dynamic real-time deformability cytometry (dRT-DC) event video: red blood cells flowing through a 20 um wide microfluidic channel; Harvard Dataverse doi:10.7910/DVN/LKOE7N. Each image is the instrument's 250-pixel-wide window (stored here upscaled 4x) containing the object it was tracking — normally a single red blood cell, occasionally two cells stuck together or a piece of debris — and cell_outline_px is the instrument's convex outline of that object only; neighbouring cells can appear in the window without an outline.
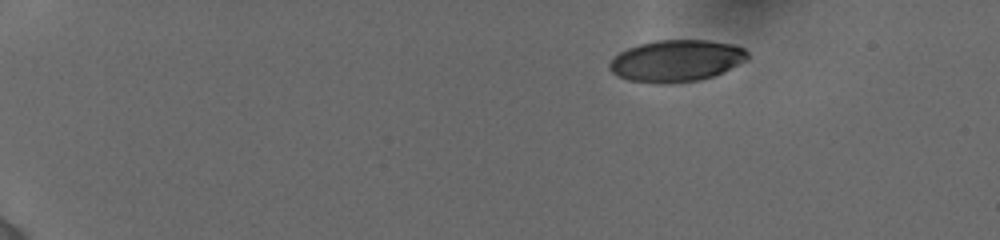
{"species": "human", "species_latin": "Homo sapiens", "temperature_condition": "cold", "stored_images_in_passage": 13, "camera_frame_rate_fps": 3000, "um_per_image_px": 0.085, "donor": {"sex": "female"}, "frame": {"image": 1, "passage_image": 1, "time_ms": 0.0, "image_size_px": [1000, 240], "cell_outline_px": [[748, 60], [712, 76], [700, 80], [664, 84], [628, 80], [612, 72], [608, 68], [608, 64], [620, 52], [628, 48], [640, 44], [656, 40], [708, 40], [732, 44], [744, 48], [748, 52]], "centroid_in_image_um": [57.5, 5.16], "position_along_channel_um": 27.5, "area_um2": 33.41}}
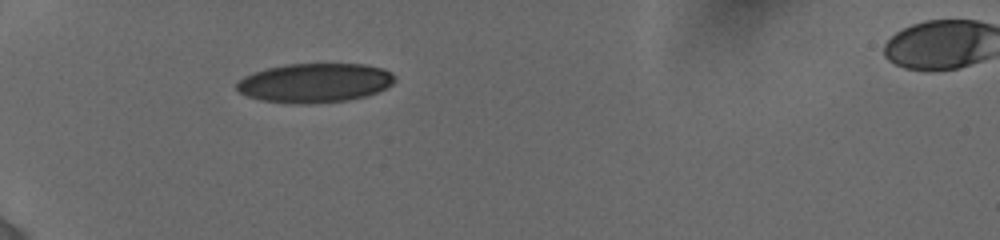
{"frame": {"image": 2, "passage_image": 12, "time_ms": 3.333, "image_size_px": [1000, 240], "cell_outline_px": [[396, 80], [392, 84], [368, 96], [348, 100], [308, 104], [292, 104], [260, 100], [248, 96], [240, 92], [236, 88], [236, 84], [244, 76], [252, 72], [284, 64], [364, 64], [384, 68], [392, 72]], "centroid_in_image_um": [26.76, 7.04], "position_along_channel_um": 58.2, "area_um2": 36.36}}